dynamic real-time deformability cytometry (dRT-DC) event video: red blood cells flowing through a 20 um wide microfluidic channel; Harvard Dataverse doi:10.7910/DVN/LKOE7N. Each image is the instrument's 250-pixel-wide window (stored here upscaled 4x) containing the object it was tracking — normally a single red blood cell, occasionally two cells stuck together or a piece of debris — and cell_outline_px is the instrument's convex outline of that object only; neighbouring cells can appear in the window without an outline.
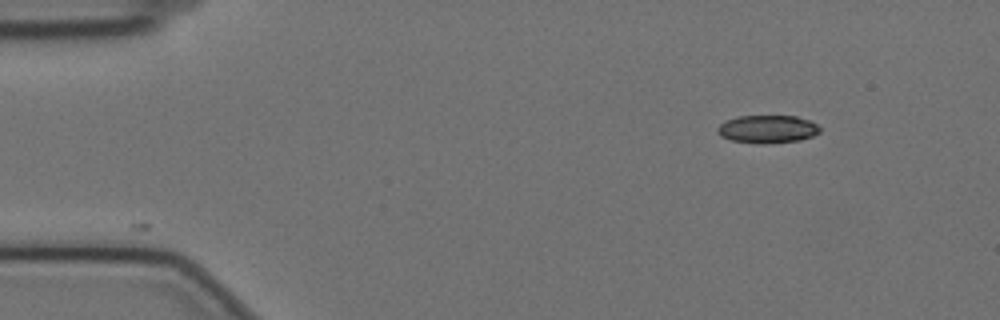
{"species": "Egyptian fruit bat (a non-hibernating species)", "species_latin": "Rousettus aegyptiacus", "temperature_condition": "cold", "stored_images_in_passage": 2, "camera_frame_rate_fps": 3000, "um_per_image_px": 0.085, "animal": {"sex": "female"}, "frame": {"image": 1, "passage_image": 1, "time_ms": 0.0, "image_size_px": [1000, 320], "cell_outline_px": [[820, 132], [812, 136], [800, 140], [764, 144], [760, 144], [732, 140], [720, 136], [716, 132], [716, 128], [720, 124], [736, 116], [796, 116], [808, 120], [816, 124], [820, 128]], "centroid_in_image_um": [65.21, 10.98], "position_along_channel_um": 19.8, "area_um2": 16.65}}